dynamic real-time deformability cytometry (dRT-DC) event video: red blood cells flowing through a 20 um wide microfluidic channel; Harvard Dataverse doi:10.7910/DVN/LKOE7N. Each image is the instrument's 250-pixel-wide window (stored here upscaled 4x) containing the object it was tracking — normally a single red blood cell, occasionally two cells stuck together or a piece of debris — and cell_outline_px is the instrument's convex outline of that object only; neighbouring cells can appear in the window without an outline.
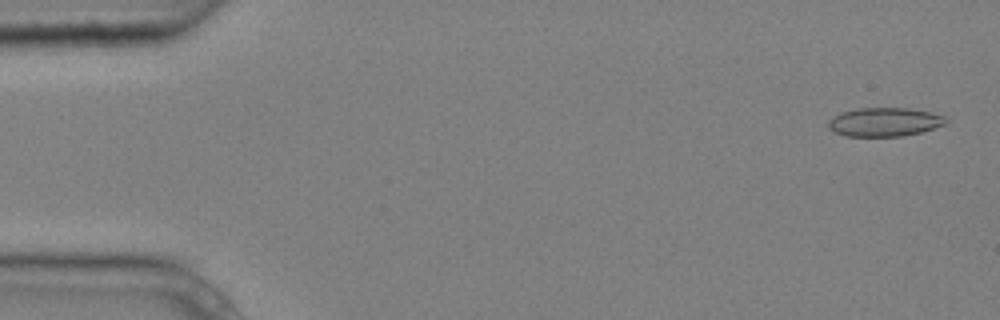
{"species": "common noctule bat (a hibernating species)", "species_latin": "Nyctalus noctula", "temperature_condition": "cold", "stored_images_in_passage": 5, "segment_of_instrument_passage": [1, 2], "camera_frame_rate_fps": 3000, "um_per_image_px": 0.085, "animal": {"sex": "male", "body_mass_g": 20.4}, "frame": {"image": 1, "passage_image": 1, "time_ms": 0.0, "image_size_px": [1000, 320], "cell_outline_px": [[948, 120], [944, 124], [920, 132], [904, 136], [844, 136], [828, 128], [828, 120], [840, 112], [856, 108], [908, 108], [928, 112], [944, 116]], "centroid_in_image_um": [75.13, 10.37], "position_along_channel_um": 9.9, "area_um2": 19.59}}
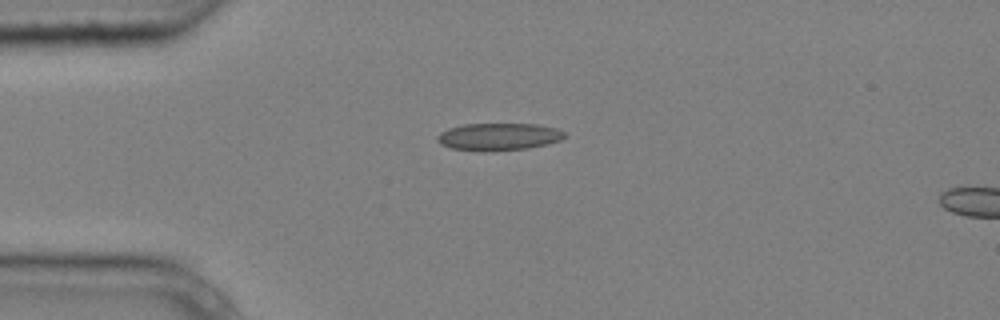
{"frame": {"image": 2, "passage_image": 4, "time_ms": 1.0, "image_size_px": [1000, 320], "cell_outline_px": [[568, 136], [560, 140], [548, 144], [528, 148], [484, 152], [452, 148], [440, 144], [436, 140], [436, 136], [440, 132], [448, 128], [464, 124], [536, 124], [556, 128], [564, 132]], "centroid_in_image_um": [42.37, 11.62], "position_along_channel_um": 42.6, "area_um2": 20.46}}